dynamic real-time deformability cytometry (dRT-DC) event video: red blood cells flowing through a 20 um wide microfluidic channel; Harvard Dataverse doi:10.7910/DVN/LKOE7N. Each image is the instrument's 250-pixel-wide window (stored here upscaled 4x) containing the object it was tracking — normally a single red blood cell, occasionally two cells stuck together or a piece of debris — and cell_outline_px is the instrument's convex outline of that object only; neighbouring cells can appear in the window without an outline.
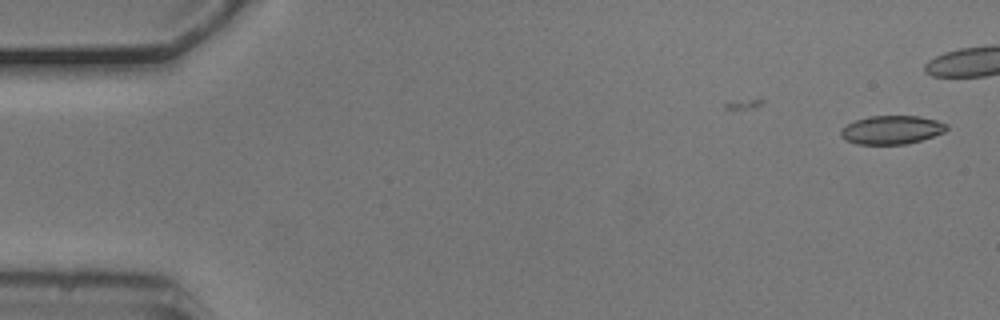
{"species": "common noctule bat (a hibernating species)", "species_latin": "Nyctalus noctula", "temperature_condition": "cold", "stored_images_in_passage": 15, "camera_frame_rate_fps": 3000, "um_per_image_px": 0.085, "animal": {"sex": "male", "body_mass_g": 20.5, "forearm_length_mm": 52.5}, "frame": {"image": 1, "passage_image": 1, "time_ms": 0.0, "image_size_px": [1000, 320], "cell_outline_px": [[948, 128], [944, 132], [920, 140], [904, 144], [856, 144], [844, 140], [840, 136], [840, 132], [848, 124], [856, 120], [868, 116], [920, 116], [936, 120], [948, 124]], "centroid_in_image_um": [75.78, 11.03], "position_along_channel_um": 9.2, "area_um2": 17.51}}